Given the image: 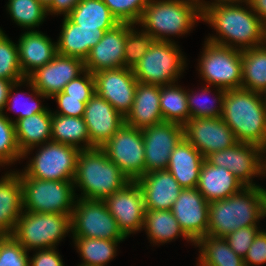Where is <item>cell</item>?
<instances>
[{
  "instance_id": "30bf717a",
  "label": "cell",
  "mask_w": 266,
  "mask_h": 266,
  "mask_svg": "<svg viewBox=\"0 0 266 266\" xmlns=\"http://www.w3.org/2000/svg\"><path fill=\"white\" fill-rule=\"evenodd\" d=\"M30 159L19 177H33L39 180H74L80 149L57 142H46Z\"/></svg>"
},
{
  "instance_id": "f35d334b",
  "label": "cell",
  "mask_w": 266,
  "mask_h": 266,
  "mask_svg": "<svg viewBox=\"0 0 266 266\" xmlns=\"http://www.w3.org/2000/svg\"><path fill=\"white\" fill-rule=\"evenodd\" d=\"M218 88V89H217ZM217 95H215V99L209 104V98H205L206 94L208 95L211 93V89L209 85L204 86L200 91V93L197 94L193 91H187L186 90V96H187V103H188V109L190 112V118H203V117H221L222 109H223V103H224V97H225V89L216 87ZM199 96V97H198ZM205 96V97H204ZM205 98L203 99V102H199V98ZM200 100V99H199ZM218 103L219 106H214V103Z\"/></svg>"
},
{
  "instance_id": "7bdbcfd3",
  "label": "cell",
  "mask_w": 266,
  "mask_h": 266,
  "mask_svg": "<svg viewBox=\"0 0 266 266\" xmlns=\"http://www.w3.org/2000/svg\"><path fill=\"white\" fill-rule=\"evenodd\" d=\"M119 23L136 24L149 0H103Z\"/></svg>"
},
{
  "instance_id": "9c48e42d",
  "label": "cell",
  "mask_w": 266,
  "mask_h": 266,
  "mask_svg": "<svg viewBox=\"0 0 266 266\" xmlns=\"http://www.w3.org/2000/svg\"><path fill=\"white\" fill-rule=\"evenodd\" d=\"M199 60L200 75L208 85L225 90L242 85V50L218 45L208 40Z\"/></svg>"
},
{
  "instance_id": "44dd1931",
  "label": "cell",
  "mask_w": 266,
  "mask_h": 266,
  "mask_svg": "<svg viewBox=\"0 0 266 266\" xmlns=\"http://www.w3.org/2000/svg\"><path fill=\"white\" fill-rule=\"evenodd\" d=\"M125 41L126 23H119L106 31L85 59V70L94 74L102 70L124 67Z\"/></svg>"
},
{
  "instance_id": "52a82bcc",
  "label": "cell",
  "mask_w": 266,
  "mask_h": 266,
  "mask_svg": "<svg viewBox=\"0 0 266 266\" xmlns=\"http://www.w3.org/2000/svg\"><path fill=\"white\" fill-rule=\"evenodd\" d=\"M20 180L24 211L72 215L78 198L74 180H39L33 177H20Z\"/></svg>"
},
{
  "instance_id": "6da1fadb",
  "label": "cell",
  "mask_w": 266,
  "mask_h": 266,
  "mask_svg": "<svg viewBox=\"0 0 266 266\" xmlns=\"http://www.w3.org/2000/svg\"><path fill=\"white\" fill-rule=\"evenodd\" d=\"M202 1V20L219 35L209 36V42L239 50L262 45L264 23L248 2L245 8L240 6V2Z\"/></svg>"
},
{
  "instance_id": "ab89813d",
  "label": "cell",
  "mask_w": 266,
  "mask_h": 266,
  "mask_svg": "<svg viewBox=\"0 0 266 266\" xmlns=\"http://www.w3.org/2000/svg\"><path fill=\"white\" fill-rule=\"evenodd\" d=\"M134 27V25L126 23L124 67L130 69L134 68L155 41L150 34L143 30L136 31Z\"/></svg>"
},
{
  "instance_id": "4fadbf2b",
  "label": "cell",
  "mask_w": 266,
  "mask_h": 266,
  "mask_svg": "<svg viewBox=\"0 0 266 266\" xmlns=\"http://www.w3.org/2000/svg\"><path fill=\"white\" fill-rule=\"evenodd\" d=\"M183 136L204 158L238 143L235 134L221 117L190 118L183 125Z\"/></svg>"
},
{
  "instance_id": "9a60e30c",
  "label": "cell",
  "mask_w": 266,
  "mask_h": 266,
  "mask_svg": "<svg viewBox=\"0 0 266 266\" xmlns=\"http://www.w3.org/2000/svg\"><path fill=\"white\" fill-rule=\"evenodd\" d=\"M103 201L125 237L142 230L145 213L144 197L136 181H130Z\"/></svg>"
},
{
  "instance_id": "c3c4849f",
  "label": "cell",
  "mask_w": 266,
  "mask_h": 266,
  "mask_svg": "<svg viewBox=\"0 0 266 266\" xmlns=\"http://www.w3.org/2000/svg\"><path fill=\"white\" fill-rule=\"evenodd\" d=\"M244 263L247 266L266 263V233L261 230L255 237L252 245L244 257Z\"/></svg>"
},
{
  "instance_id": "ee69618b",
  "label": "cell",
  "mask_w": 266,
  "mask_h": 266,
  "mask_svg": "<svg viewBox=\"0 0 266 266\" xmlns=\"http://www.w3.org/2000/svg\"><path fill=\"white\" fill-rule=\"evenodd\" d=\"M28 252L12 235H0V266H29Z\"/></svg>"
},
{
  "instance_id": "484cf974",
  "label": "cell",
  "mask_w": 266,
  "mask_h": 266,
  "mask_svg": "<svg viewBox=\"0 0 266 266\" xmlns=\"http://www.w3.org/2000/svg\"><path fill=\"white\" fill-rule=\"evenodd\" d=\"M105 32L98 28H79V25L64 16L62 30L57 41V53L85 61L91 49L102 39Z\"/></svg>"
},
{
  "instance_id": "d6a6232c",
  "label": "cell",
  "mask_w": 266,
  "mask_h": 266,
  "mask_svg": "<svg viewBox=\"0 0 266 266\" xmlns=\"http://www.w3.org/2000/svg\"><path fill=\"white\" fill-rule=\"evenodd\" d=\"M194 245L200 248L198 266L246 265L244 259L230 248L224 237L206 235L200 237Z\"/></svg>"
},
{
  "instance_id": "8992f818",
  "label": "cell",
  "mask_w": 266,
  "mask_h": 266,
  "mask_svg": "<svg viewBox=\"0 0 266 266\" xmlns=\"http://www.w3.org/2000/svg\"><path fill=\"white\" fill-rule=\"evenodd\" d=\"M71 216L23 211L11 235L27 251L56 248L59 241L72 231Z\"/></svg>"
},
{
  "instance_id": "8fae6325",
  "label": "cell",
  "mask_w": 266,
  "mask_h": 266,
  "mask_svg": "<svg viewBox=\"0 0 266 266\" xmlns=\"http://www.w3.org/2000/svg\"><path fill=\"white\" fill-rule=\"evenodd\" d=\"M71 225L73 238L126 239L103 200L78 198L73 208Z\"/></svg>"
},
{
  "instance_id": "b9f144b4",
  "label": "cell",
  "mask_w": 266,
  "mask_h": 266,
  "mask_svg": "<svg viewBox=\"0 0 266 266\" xmlns=\"http://www.w3.org/2000/svg\"><path fill=\"white\" fill-rule=\"evenodd\" d=\"M22 159L15 135V125L5 113H0V166Z\"/></svg>"
},
{
  "instance_id": "6f0895ef",
  "label": "cell",
  "mask_w": 266,
  "mask_h": 266,
  "mask_svg": "<svg viewBox=\"0 0 266 266\" xmlns=\"http://www.w3.org/2000/svg\"><path fill=\"white\" fill-rule=\"evenodd\" d=\"M37 1H39L45 8H47L52 2V0H37Z\"/></svg>"
},
{
  "instance_id": "d6986e66",
  "label": "cell",
  "mask_w": 266,
  "mask_h": 266,
  "mask_svg": "<svg viewBox=\"0 0 266 266\" xmlns=\"http://www.w3.org/2000/svg\"><path fill=\"white\" fill-rule=\"evenodd\" d=\"M171 212L194 243L207 235L209 202L197 188H184L172 205Z\"/></svg>"
},
{
  "instance_id": "94428289",
  "label": "cell",
  "mask_w": 266,
  "mask_h": 266,
  "mask_svg": "<svg viewBox=\"0 0 266 266\" xmlns=\"http://www.w3.org/2000/svg\"><path fill=\"white\" fill-rule=\"evenodd\" d=\"M229 266H247V265H229Z\"/></svg>"
},
{
  "instance_id": "5b68a950",
  "label": "cell",
  "mask_w": 266,
  "mask_h": 266,
  "mask_svg": "<svg viewBox=\"0 0 266 266\" xmlns=\"http://www.w3.org/2000/svg\"><path fill=\"white\" fill-rule=\"evenodd\" d=\"M131 180L99 147L81 150L74 187H80L81 199L104 200Z\"/></svg>"
},
{
  "instance_id": "e0dca14e",
  "label": "cell",
  "mask_w": 266,
  "mask_h": 266,
  "mask_svg": "<svg viewBox=\"0 0 266 266\" xmlns=\"http://www.w3.org/2000/svg\"><path fill=\"white\" fill-rule=\"evenodd\" d=\"M84 71V60L57 53L52 61L37 68L27 78L48 99L62 92L65 85Z\"/></svg>"
},
{
  "instance_id": "f1b7e54d",
  "label": "cell",
  "mask_w": 266,
  "mask_h": 266,
  "mask_svg": "<svg viewBox=\"0 0 266 266\" xmlns=\"http://www.w3.org/2000/svg\"><path fill=\"white\" fill-rule=\"evenodd\" d=\"M52 112L48 108L44 112L17 120L15 135L18 148L24 159L35 146L51 141Z\"/></svg>"
},
{
  "instance_id": "60d3db41",
  "label": "cell",
  "mask_w": 266,
  "mask_h": 266,
  "mask_svg": "<svg viewBox=\"0 0 266 266\" xmlns=\"http://www.w3.org/2000/svg\"><path fill=\"white\" fill-rule=\"evenodd\" d=\"M0 78L18 82L26 78L23 75L18 55L17 44H14L0 28Z\"/></svg>"
},
{
  "instance_id": "2e32d148",
  "label": "cell",
  "mask_w": 266,
  "mask_h": 266,
  "mask_svg": "<svg viewBox=\"0 0 266 266\" xmlns=\"http://www.w3.org/2000/svg\"><path fill=\"white\" fill-rule=\"evenodd\" d=\"M145 149V174L166 170L170 155L183 136V126L163 121L142 129Z\"/></svg>"
},
{
  "instance_id": "7c38bea8",
  "label": "cell",
  "mask_w": 266,
  "mask_h": 266,
  "mask_svg": "<svg viewBox=\"0 0 266 266\" xmlns=\"http://www.w3.org/2000/svg\"><path fill=\"white\" fill-rule=\"evenodd\" d=\"M101 149L131 180L145 174V149L141 129L124 124Z\"/></svg>"
},
{
  "instance_id": "db71d44e",
  "label": "cell",
  "mask_w": 266,
  "mask_h": 266,
  "mask_svg": "<svg viewBox=\"0 0 266 266\" xmlns=\"http://www.w3.org/2000/svg\"><path fill=\"white\" fill-rule=\"evenodd\" d=\"M262 154H263V156H262V175H266V156H265V154H266V146H264L263 148H262ZM265 158V159H264ZM266 190V189H265Z\"/></svg>"
},
{
  "instance_id": "7402d4cb",
  "label": "cell",
  "mask_w": 266,
  "mask_h": 266,
  "mask_svg": "<svg viewBox=\"0 0 266 266\" xmlns=\"http://www.w3.org/2000/svg\"><path fill=\"white\" fill-rule=\"evenodd\" d=\"M136 182L142 189L145 209L171 210L183 190L168 170L146 173Z\"/></svg>"
},
{
  "instance_id": "5bb4252c",
  "label": "cell",
  "mask_w": 266,
  "mask_h": 266,
  "mask_svg": "<svg viewBox=\"0 0 266 266\" xmlns=\"http://www.w3.org/2000/svg\"><path fill=\"white\" fill-rule=\"evenodd\" d=\"M262 147L238 142L234 146L211 153L205 159L212 165L230 171L245 186H259L252 179L262 176Z\"/></svg>"
},
{
  "instance_id": "f5cc1de1",
  "label": "cell",
  "mask_w": 266,
  "mask_h": 266,
  "mask_svg": "<svg viewBox=\"0 0 266 266\" xmlns=\"http://www.w3.org/2000/svg\"><path fill=\"white\" fill-rule=\"evenodd\" d=\"M248 3L260 20L266 23V0H249Z\"/></svg>"
},
{
  "instance_id": "4316f807",
  "label": "cell",
  "mask_w": 266,
  "mask_h": 266,
  "mask_svg": "<svg viewBox=\"0 0 266 266\" xmlns=\"http://www.w3.org/2000/svg\"><path fill=\"white\" fill-rule=\"evenodd\" d=\"M244 187L245 185L227 169L214 166L206 159L203 161L197 189L209 203L226 199Z\"/></svg>"
},
{
  "instance_id": "7dc6e473",
  "label": "cell",
  "mask_w": 266,
  "mask_h": 266,
  "mask_svg": "<svg viewBox=\"0 0 266 266\" xmlns=\"http://www.w3.org/2000/svg\"><path fill=\"white\" fill-rule=\"evenodd\" d=\"M52 99L56 100V103L60 109L52 114L83 117L86 104L81 102V99L66 98V94L63 91L55 94Z\"/></svg>"
},
{
  "instance_id": "681fc988",
  "label": "cell",
  "mask_w": 266,
  "mask_h": 266,
  "mask_svg": "<svg viewBox=\"0 0 266 266\" xmlns=\"http://www.w3.org/2000/svg\"><path fill=\"white\" fill-rule=\"evenodd\" d=\"M33 258H29V266H64L61 255L56 248L36 249Z\"/></svg>"
},
{
  "instance_id": "74e56055",
  "label": "cell",
  "mask_w": 266,
  "mask_h": 266,
  "mask_svg": "<svg viewBox=\"0 0 266 266\" xmlns=\"http://www.w3.org/2000/svg\"><path fill=\"white\" fill-rule=\"evenodd\" d=\"M27 83V85L29 87H31V91H33V93L31 92V94L28 96L29 98L24 99V101H20L19 97L22 95L23 92H15L14 90L18 87L21 86L24 83ZM14 93V94H13ZM34 94V95H32ZM36 95V96H35ZM35 96V97H34ZM47 98L44 94L38 92V90L33 86L32 82L28 79V78H24L21 81L18 82H14V84L11 86L10 92H9V96L7 99V103H6V107L8 106L7 110L9 111H13L18 113V117L13 121L14 123L22 118L25 117H30L34 114L40 113V112H44L47 107L46 106H42L40 104L41 100L37 99V98ZM22 98V97H20ZM11 105V106H10ZM17 108V109H16Z\"/></svg>"
},
{
  "instance_id": "f546056e",
  "label": "cell",
  "mask_w": 266,
  "mask_h": 266,
  "mask_svg": "<svg viewBox=\"0 0 266 266\" xmlns=\"http://www.w3.org/2000/svg\"><path fill=\"white\" fill-rule=\"evenodd\" d=\"M151 243H167L178 236L194 243L181 229L171 210L145 209L143 228Z\"/></svg>"
},
{
  "instance_id": "f907efd6",
  "label": "cell",
  "mask_w": 266,
  "mask_h": 266,
  "mask_svg": "<svg viewBox=\"0 0 266 266\" xmlns=\"http://www.w3.org/2000/svg\"><path fill=\"white\" fill-rule=\"evenodd\" d=\"M81 0H52L46 8L47 14H64L67 16Z\"/></svg>"
},
{
  "instance_id": "4dcf8cb0",
  "label": "cell",
  "mask_w": 266,
  "mask_h": 266,
  "mask_svg": "<svg viewBox=\"0 0 266 266\" xmlns=\"http://www.w3.org/2000/svg\"><path fill=\"white\" fill-rule=\"evenodd\" d=\"M67 17L79 28L109 31L119 24L103 0H81Z\"/></svg>"
},
{
  "instance_id": "836d02e7",
  "label": "cell",
  "mask_w": 266,
  "mask_h": 266,
  "mask_svg": "<svg viewBox=\"0 0 266 266\" xmlns=\"http://www.w3.org/2000/svg\"><path fill=\"white\" fill-rule=\"evenodd\" d=\"M241 88L262 93L266 89V47L242 50Z\"/></svg>"
},
{
  "instance_id": "9f6ffc18",
  "label": "cell",
  "mask_w": 266,
  "mask_h": 266,
  "mask_svg": "<svg viewBox=\"0 0 266 266\" xmlns=\"http://www.w3.org/2000/svg\"><path fill=\"white\" fill-rule=\"evenodd\" d=\"M266 23L263 24V42L262 45L266 47Z\"/></svg>"
},
{
  "instance_id": "91938a15",
  "label": "cell",
  "mask_w": 266,
  "mask_h": 266,
  "mask_svg": "<svg viewBox=\"0 0 266 266\" xmlns=\"http://www.w3.org/2000/svg\"><path fill=\"white\" fill-rule=\"evenodd\" d=\"M266 217V209H265V212H264V215H263V218ZM264 232L266 233V231L264 230Z\"/></svg>"
},
{
  "instance_id": "7a4b0ae2",
  "label": "cell",
  "mask_w": 266,
  "mask_h": 266,
  "mask_svg": "<svg viewBox=\"0 0 266 266\" xmlns=\"http://www.w3.org/2000/svg\"><path fill=\"white\" fill-rule=\"evenodd\" d=\"M265 209L266 190L261 186H245L226 199L209 203L207 235L225 237L239 228L258 226Z\"/></svg>"
},
{
  "instance_id": "f6af8a7d",
  "label": "cell",
  "mask_w": 266,
  "mask_h": 266,
  "mask_svg": "<svg viewBox=\"0 0 266 266\" xmlns=\"http://www.w3.org/2000/svg\"><path fill=\"white\" fill-rule=\"evenodd\" d=\"M83 77L79 75L65 85L63 92L66 98L81 99L85 104L96 93L94 75L85 70L82 73Z\"/></svg>"
},
{
  "instance_id": "680465c9",
  "label": "cell",
  "mask_w": 266,
  "mask_h": 266,
  "mask_svg": "<svg viewBox=\"0 0 266 266\" xmlns=\"http://www.w3.org/2000/svg\"><path fill=\"white\" fill-rule=\"evenodd\" d=\"M261 96L264 97V98H262V100L264 103V107L266 109V89L261 93Z\"/></svg>"
},
{
  "instance_id": "ba28073f",
  "label": "cell",
  "mask_w": 266,
  "mask_h": 266,
  "mask_svg": "<svg viewBox=\"0 0 266 266\" xmlns=\"http://www.w3.org/2000/svg\"><path fill=\"white\" fill-rule=\"evenodd\" d=\"M179 49L174 41H154L132 69L136 80L158 86L174 84L186 67Z\"/></svg>"
},
{
  "instance_id": "ac0fdd59",
  "label": "cell",
  "mask_w": 266,
  "mask_h": 266,
  "mask_svg": "<svg viewBox=\"0 0 266 266\" xmlns=\"http://www.w3.org/2000/svg\"><path fill=\"white\" fill-rule=\"evenodd\" d=\"M96 94L107 100L124 117L131 110L138 81L132 69L116 68L96 72Z\"/></svg>"
},
{
  "instance_id": "83f0119b",
  "label": "cell",
  "mask_w": 266,
  "mask_h": 266,
  "mask_svg": "<svg viewBox=\"0 0 266 266\" xmlns=\"http://www.w3.org/2000/svg\"><path fill=\"white\" fill-rule=\"evenodd\" d=\"M23 212L22 185L17 171L0 179V235H11Z\"/></svg>"
},
{
  "instance_id": "d590c367",
  "label": "cell",
  "mask_w": 266,
  "mask_h": 266,
  "mask_svg": "<svg viewBox=\"0 0 266 266\" xmlns=\"http://www.w3.org/2000/svg\"><path fill=\"white\" fill-rule=\"evenodd\" d=\"M74 246L83 262L80 266H105L116 256V247L123 240L99 238H73Z\"/></svg>"
},
{
  "instance_id": "d4e9b609",
  "label": "cell",
  "mask_w": 266,
  "mask_h": 266,
  "mask_svg": "<svg viewBox=\"0 0 266 266\" xmlns=\"http://www.w3.org/2000/svg\"><path fill=\"white\" fill-rule=\"evenodd\" d=\"M204 156L184 137L170 155L167 169L184 188H197Z\"/></svg>"
},
{
  "instance_id": "277c9868",
  "label": "cell",
  "mask_w": 266,
  "mask_h": 266,
  "mask_svg": "<svg viewBox=\"0 0 266 266\" xmlns=\"http://www.w3.org/2000/svg\"><path fill=\"white\" fill-rule=\"evenodd\" d=\"M202 20V0H149L137 24L155 41H172L167 36H182Z\"/></svg>"
},
{
  "instance_id": "3957f363",
  "label": "cell",
  "mask_w": 266,
  "mask_h": 266,
  "mask_svg": "<svg viewBox=\"0 0 266 266\" xmlns=\"http://www.w3.org/2000/svg\"><path fill=\"white\" fill-rule=\"evenodd\" d=\"M261 93L243 88L225 91L221 118L238 142L266 146V109Z\"/></svg>"
},
{
  "instance_id": "e575fe53",
  "label": "cell",
  "mask_w": 266,
  "mask_h": 266,
  "mask_svg": "<svg viewBox=\"0 0 266 266\" xmlns=\"http://www.w3.org/2000/svg\"><path fill=\"white\" fill-rule=\"evenodd\" d=\"M160 110L164 121L183 126L190 119L186 90L176 84L160 86Z\"/></svg>"
},
{
  "instance_id": "11a10c76",
  "label": "cell",
  "mask_w": 266,
  "mask_h": 266,
  "mask_svg": "<svg viewBox=\"0 0 266 266\" xmlns=\"http://www.w3.org/2000/svg\"><path fill=\"white\" fill-rule=\"evenodd\" d=\"M214 1H217V2H240V3H246L248 2L249 0H214Z\"/></svg>"
},
{
  "instance_id": "bcb514c9",
  "label": "cell",
  "mask_w": 266,
  "mask_h": 266,
  "mask_svg": "<svg viewBox=\"0 0 266 266\" xmlns=\"http://www.w3.org/2000/svg\"><path fill=\"white\" fill-rule=\"evenodd\" d=\"M261 230L257 226H247L227 234L224 239L235 253L242 257L247 255L248 249L252 245L255 237Z\"/></svg>"
},
{
  "instance_id": "603a6c76",
  "label": "cell",
  "mask_w": 266,
  "mask_h": 266,
  "mask_svg": "<svg viewBox=\"0 0 266 266\" xmlns=\"http://www.w3.org/2000/svg\"><path fill=\"white\" fill-rule=\"evenodd\" d=\"M19 62L27 78L37 68L52 61L57 54V42L37 30L24 32L18 41Z\"/></svg>"
},
{
  "instance_id": "cb8c5ba5",
  "label": "cell",
  "mask_w": 266,
  "mask_h": 266,
  "mask_svg": "<svg viewBox=\"0 0 266 266\" xmlns=\"http://www.w3.org/2000/svg\"><path fill=\"white\" fill-rule=\"evenodd\" d=\"M163 121L160 86L138 82L132 108L125 116V124L142 130Z\"/></svg>"
},
{
  "instance_id": "1f68e13d",
  "label": "cell",
  "mask_w": 266,
  "mask_h": 266,
  "mask_svg": "<svg viewBox=\"0 0 266 266\" xmlns=\"http://www.w3.org/2000/svg\"><path fill=\"white\" fill-rule=\"evenodd\" d=\"M51 141L71 145L80 150L90 149V136L83 117L52 114Z\"/></svg>"
},
{
  "instance_id": "ffe728a7",
  "label": "cell",
  "mask_w": 266,
  "mask_h": 266,
  "mask_svg": "<svg viewBox=\"0 0 266 266\" xmlns=\"http://www.w3.org/2000/svg\"><path fill=\"white\" fill-rule=\"evenodd\" d=\"M83 119L90 136V149L101 148L125 124V117L96 93L86 103Z\"/></svg>"
},
{
  "instance_id": "816d5d0a",
  "label": "cell",
  "mask_w": 266,
  "mask_h": 266,
  "mask_svg": "<svg viewBox=\"0 0 266 266\" xmlns=\"http://www.w3.org/2000/svg\"><path fill=\"white\" fill-rule=\"evenodd\" d=\"M14 81L0 78V113H4L11 86Z\"/></svg>"
},
{
  "instance_id": "8d00e7d4",
  "label": "cell",
  "mask_w": 266,
  "mask_h": 266,
  "mask_svg": "<svg viewBox=\"0 0 266 266\" xmlns=\"http://www.w3.org/2000/svg\"><path fill=\"white\" fill-rule=\"evenodd\" d=\"M7 11L14 23L29 31L42 24L48 16L46 8L37 0H9Z\"/></svg>"
}]
</instances>
